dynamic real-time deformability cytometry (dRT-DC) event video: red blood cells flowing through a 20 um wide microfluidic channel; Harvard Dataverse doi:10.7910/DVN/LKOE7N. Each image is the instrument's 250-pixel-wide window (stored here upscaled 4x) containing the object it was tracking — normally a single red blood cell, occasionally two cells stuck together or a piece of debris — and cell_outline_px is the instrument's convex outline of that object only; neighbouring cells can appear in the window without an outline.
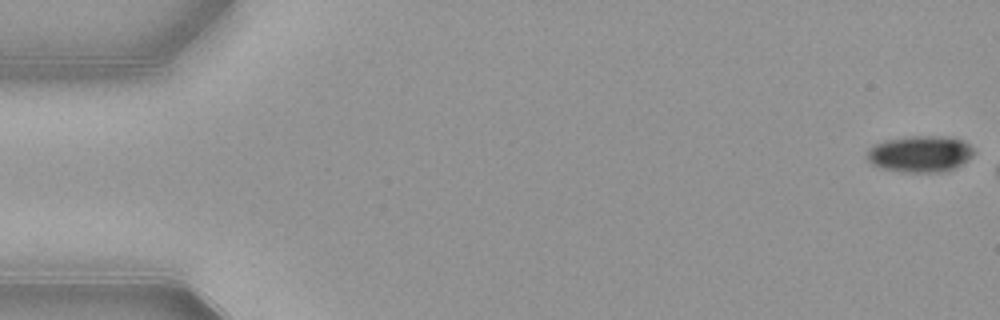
{"species": "common noctule bat (a hibernating species)", "species_latin": "Nyctalus noctula", "temperature_condition": "warm", "stored_images_in_passage": 6, "camera_frame_rate_fps": 3000, "um_per_image_px": 0.085, "animal": {"sex": "female", "body_mass_g": 21.9}, "frame": {"image": 1, "passage_image": 1, "time_ms": 0.0, "image_size_px": [1000, 320], "cell_outline_px": [[976, 152], [968, 160], [956, 168], [944, 172], [904, 172], [880, 168], [872, 164], [864, 156], [868, 148], [872, 144], [884, 140], [908, 136], [948, 136], [964, 140]], "centroid_in_image_um": [78.19, 13.07], "position_along_channel_um": 6.8, "area_um2": 23.24}}